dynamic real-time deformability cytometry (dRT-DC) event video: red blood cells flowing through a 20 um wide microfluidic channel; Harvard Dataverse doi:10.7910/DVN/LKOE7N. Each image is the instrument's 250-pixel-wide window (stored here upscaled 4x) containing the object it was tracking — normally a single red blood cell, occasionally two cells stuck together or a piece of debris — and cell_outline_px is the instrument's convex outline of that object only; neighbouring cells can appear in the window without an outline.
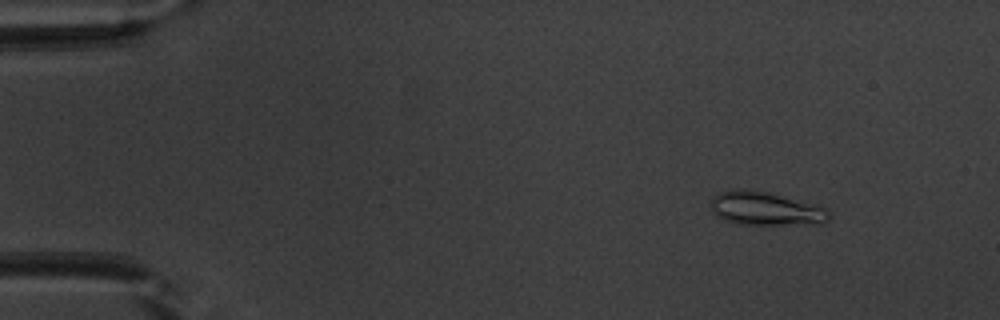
{"species": "common noctule bat (a hibernating species)", "species_latin": "Nyctalus noctula", "temperature_condition": "warm", "stored_images_in_passage": 51, "camera_frame_rate_fps": 3000, "um_per_image_px": 0.085, "animal": {"sex": "male", "body_mass_g": 20.1, "forearm_length_mm": 53.5}, "frame": {"image": 1, "passage_image": 6, "time_ms": 1.667, "image_size_px": [1000, 320], "cell_outline_px": [[832, 216], [828, 220], [820, 224], [740, 224], [724, 220], [712, 212], [712, 196], [720, 192], [732, 188], [744, 188], [768, 192], [820, 204], [828, 208]], "centroid_in_image_um": [65.14, 17.71], "position_along_channel_um": 19.9, "area_um2": 23.64}}
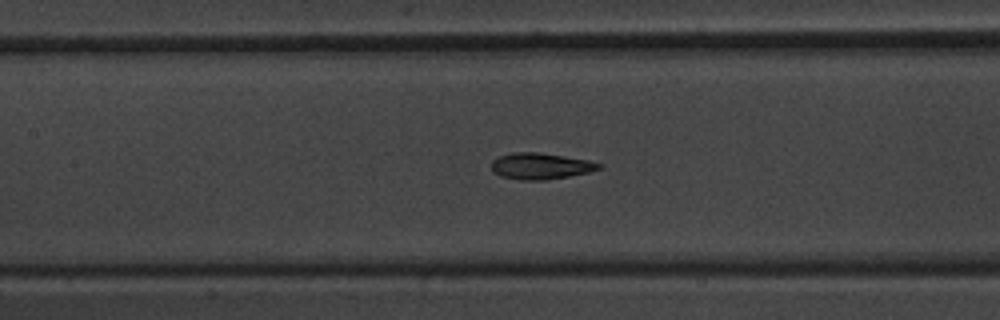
{"frame": {"image": 2, "passage_image": 24, "time_ms": 7.667, "image_size_px": [1000, 320], "cell_outline_px": [[604, 164], [600, 168], [588, 172], [568, 176], [544, 180], [524, 180], [500, 176], [492, 172], [492, 160], [500, 156], [512, 152], [536, 152], [564, 156], [588, 160]], "centroid_in_image_um": [45.93, 14.11], "position_along_channel_um": 161.5, "area_um2": 16.36}}
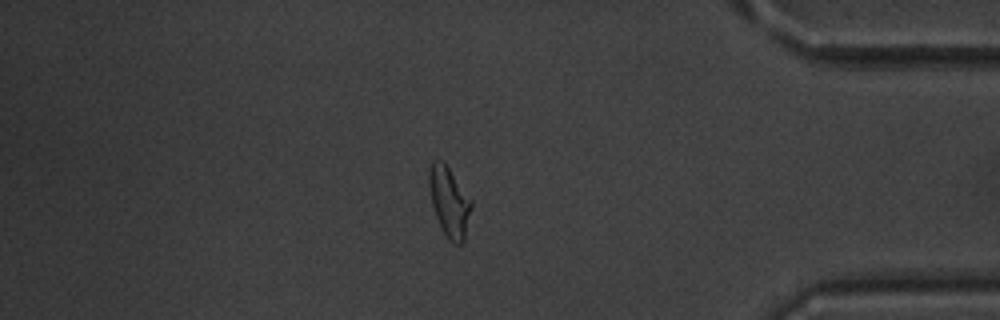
{"frame": {"image": 3, "passage_image": 44, "time_ms": 14.333, "image_size_px": [1000, 320], "cell_outline_px": [[472, 208], [464, 240], [460, 244], [456, 244], [448, 240], [436, 216], [432, 204], [428, 184], [428, 172], [432, 160], [440, 160], [448, 168], [472, 200]], "centroid_in_image_um": [38.19, 17.16], "position_along_channel_um": 397.0, "area_um2": 16.99}, "authors_computed_cell_mechanics": {"area_um2": 16.9932, "velocity_mm_per_s": 3.9563, "shape_relaxation_time_tau1_ms": 5.5456, "shape_relaxation_time_tau2_ms": 1.8851, "deformation_change_tau1": 0.2105, "deformation_change_tau2": 0.0771}}